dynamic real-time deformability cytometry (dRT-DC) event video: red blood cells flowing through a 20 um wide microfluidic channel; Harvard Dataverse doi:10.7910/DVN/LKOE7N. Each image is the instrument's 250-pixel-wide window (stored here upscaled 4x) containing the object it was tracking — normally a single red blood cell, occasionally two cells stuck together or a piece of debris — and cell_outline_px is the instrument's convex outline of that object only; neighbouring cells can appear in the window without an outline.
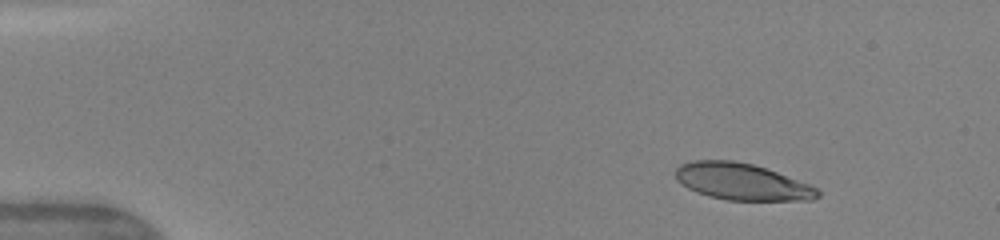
{"species": "human", "species_latin": "Homo sapiens", "temperature_condition": "warm", "stored_images_in_passage": 43, "camera_frame_rate_fps": 3000, "um_per_image_px": 0.085, "donor": {"sex": "female"}, "frame": {"image": 1, "passage_image": 1, "time_ms": 0.0, "image_size_px": [1000, 240], "cell_outline_px": [[820, 196], [812, 200], [728, 200], [708, 196], [696, 192], [688, 188], [676, 180], [676, 168], [680, 164], [692, 160], [732, 160], [752, 164], [776, 172], [808, 184], [816, 188], [820, 192]], "centroid_in_image_um": [63.02, 15.44], "position_along_channel_um": 22.0, "area_um2": 30.17}}
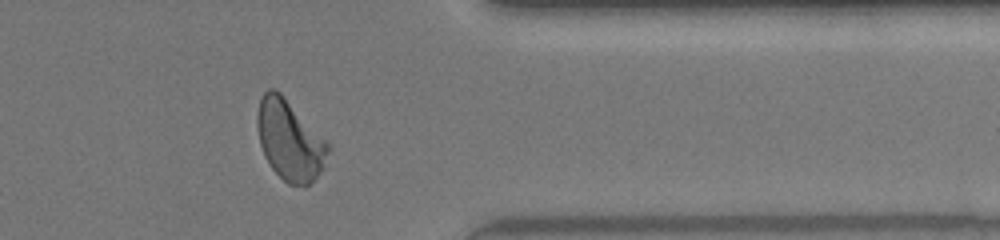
{"frame": {"image": 2, "passage_image": 35, "time_ms": 11.333, "image_size_px": [1000, 240], "cell_outline_px": [[332, 148], [324, 168], [304, 188], [288, 184], [272, 168], [264, 156], [260, 144], [256, 124], [256, 116], [260, 100], [264, 92], [268, 88], [276, 88], [280, 92]], "centroid_in_image_um": [24.62, 11.94], "position_along_channel_um": 386.8, "area_um2": 33.0}}
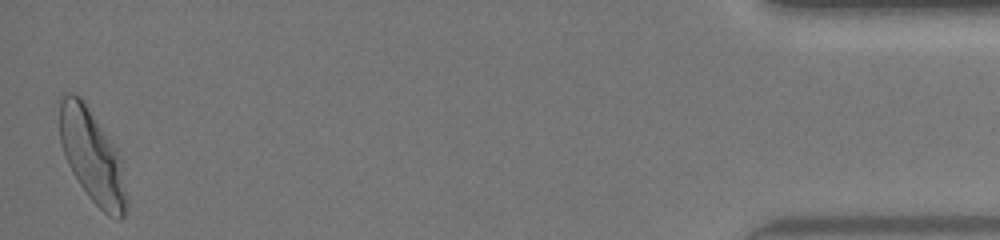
{"frame": {"image": 3, "passage_image": 43, "time_ms": 14.0, "image_size_px": [1000, 240], "cell_outline_px": [[128, 204], [124, 216], [120, 220], [108, 216], [88, 196], [72, 172], [68, 164], [60, 140], [60, 100], [64, 92], [68, 92], [80, 96], [112, 140], [120, 156], [128, 200]], "centroid_in_image_um": [7.86, 13.3], "position_along_channel_um": 427.3, "area_um2": 36.24}, "authors_computed_cell_mechanics": {"area_um2": 32.4258, "velocity_mm_per_s": 4.1669, "shape_relaxation_time_tau1_ms": 4.6219, "shape_relaxation_time_tau2_ms": 1.0013, "deformation_change_tau1": 0.1934, "deformation_change_tau2": 0.0729}}